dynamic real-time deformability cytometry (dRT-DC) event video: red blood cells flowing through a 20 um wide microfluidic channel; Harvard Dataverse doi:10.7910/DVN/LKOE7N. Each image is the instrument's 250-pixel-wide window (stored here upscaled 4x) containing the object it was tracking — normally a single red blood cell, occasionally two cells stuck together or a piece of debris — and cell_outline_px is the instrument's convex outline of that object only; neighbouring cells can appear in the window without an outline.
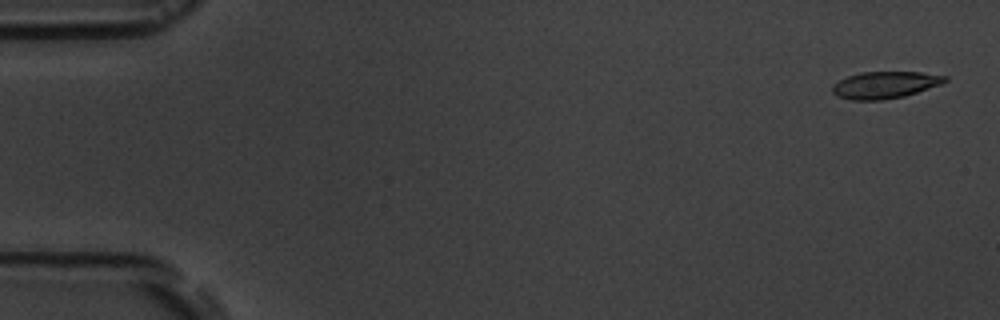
{"species": "common noctule bat (a hibernating species)", "species_latin": "Nyctalus noctula", "temperature_condition": "room temperature", "stored_images_in_passage": 5, "camera_frame_rate_fps": 3000, "um_per_image_px": 0.085, "animal": {"sex": "male", "body_mass_g": 19.5, "forearm_length_mm": 54.6}, "frame": {"image": 1, "passage_image": 1, "time_ms": 0.0, "image_size_px": [1000, 320], "cell_outline_px": [[948, 80], [944, 84], [904, 96], [880, 100], [852, 100], [836, 96], [832, 92], [832, 84], [848, 76], [860, 72], [920, 72], [948, 76]], "centroid_in_image_um": [75.24, 7.22], "position_along_channel_um": 9.8, "area_um2": 17.8}}
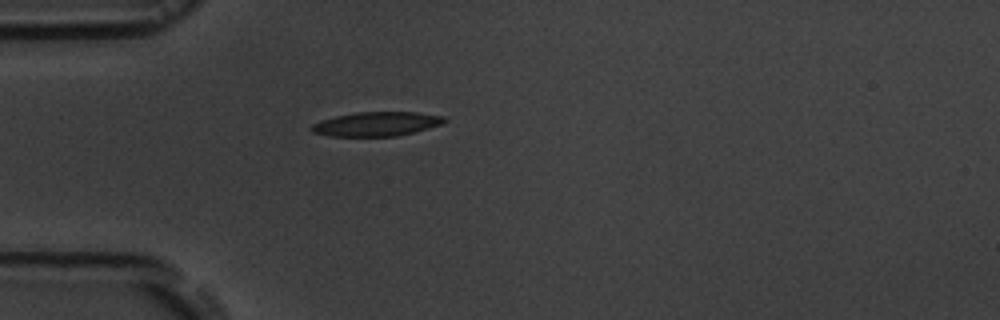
{"frame": {"image": 2, "passage_image": 5, "time_ms": 4.667, "image_size_px": [1000, 320], "cell_outline_px": [[448, 120], [440, 124], [428, 128], [396, 136], [332, 136], [312, 132], [308, 128], [312, 124], [320, 120], [336, 116], [356, 112], [416, 112], [444, 116]], "centroid_in_image_um": [31.97, 10.53], "position_along_channel_um": 53.0, "area_um2": 18.67}}